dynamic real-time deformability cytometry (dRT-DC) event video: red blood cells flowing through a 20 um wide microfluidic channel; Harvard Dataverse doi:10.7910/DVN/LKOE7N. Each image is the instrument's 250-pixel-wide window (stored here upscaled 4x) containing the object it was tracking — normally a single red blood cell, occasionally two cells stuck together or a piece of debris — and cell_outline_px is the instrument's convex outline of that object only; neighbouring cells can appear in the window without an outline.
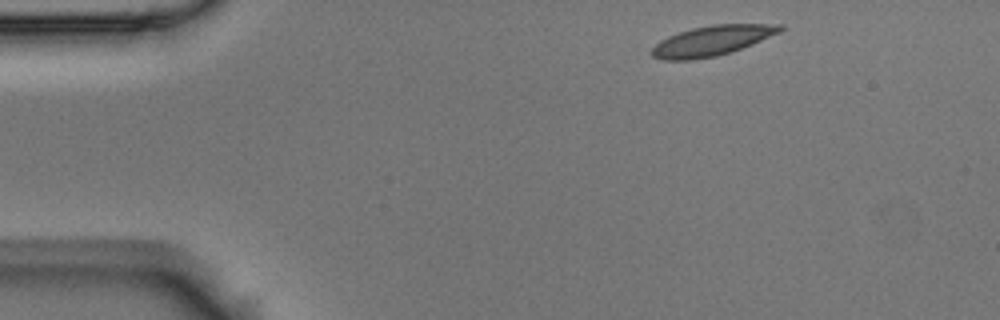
{"species": "Egyptian fruit bat (a non-hibernating species)", "species_latin": "Rousettus aegyptiacus", "temperature_condition": "room temperature", "stored_images_in_passage": 8, "camera_frame_rate_fps": 3000, "um_per_image_px": 0.085, "animal": {"sex": "male"}, "frame": {"image": 1, "passage_image": 1, "time_ms": 0.0, "image_size_px": [1000, 320], "cell_outline_px": [[784, 28], [780, 32], [752, 44], [716, 56], [692, 60], [664, 60], [652, 56], [648, 52], [660, 40], [668, 36], [692, 28], [712, 24], [784, 24]], "centroid_in_image_um": [60.49, 3.45], "position_along_channel_um": 24.5, "area_um2": 22.37}}
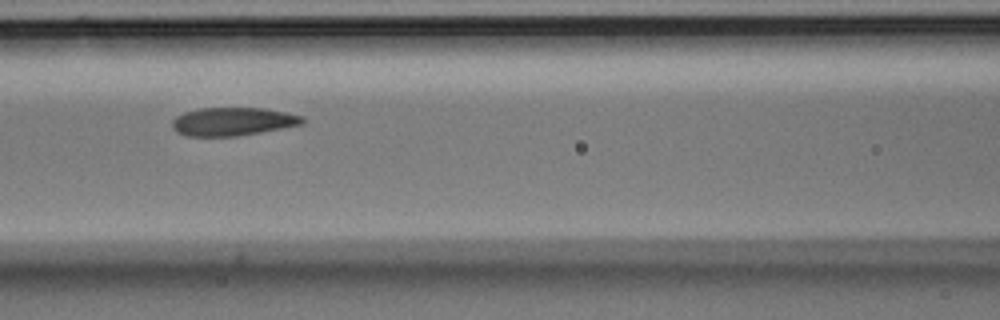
{"frame": {"image": 2, "passage_image": 5, "time_ms": 1.333, "image_size_px": [1000, 320], "cell_outline_px": [[308, 120], [304, 124], [260, 132], [236, 136], [188, 136], [176, 132], [172, 128], [172, 120], [176, 116], [184, 112], [200, 108], [264, 108], [304, 116]], "centroid_in_image_um": [19.8, 10.33], "position_along_channel_um": 146.8, "area_um2": 21.56}}
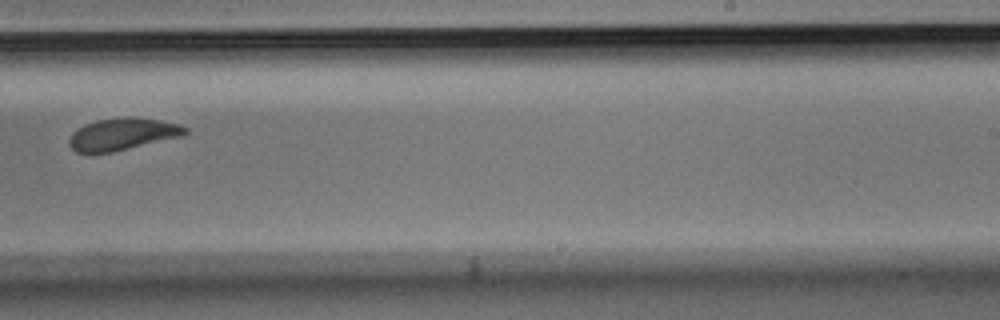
{"frame": {"image": 3, "passage_image": 8, "time_ms": 2.333, "image_size_px": [1000, 320], "cell_outline_px": [[188, 132], [184, 136], [112, 152], [76, 152], [68, 144], [68, 140], [72, 132], [84, 124], [96, 120], [128, 116], [136, 116], [160, 120], [180, 124], [188, 128]], "centroid_in_image_um": [10.45, 11.38], "position_along_channel_um": 278.6, "area_um2": 21.91}}